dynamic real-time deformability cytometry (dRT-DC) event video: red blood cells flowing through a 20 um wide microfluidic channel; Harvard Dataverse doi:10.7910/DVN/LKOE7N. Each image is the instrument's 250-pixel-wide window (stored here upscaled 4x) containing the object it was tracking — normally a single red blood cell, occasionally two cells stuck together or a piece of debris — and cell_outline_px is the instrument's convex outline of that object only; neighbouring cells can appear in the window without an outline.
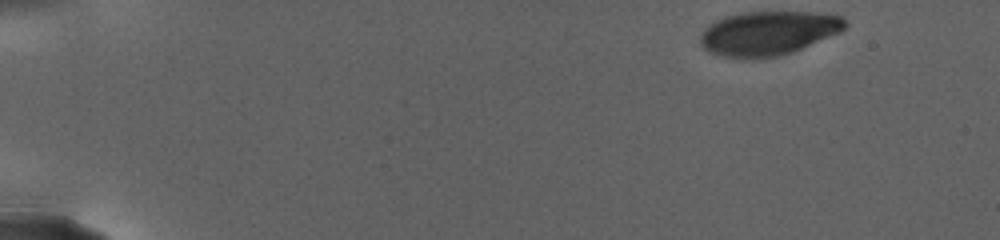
{"species": "human", "species_latin": "Homo sapiens", "temperature_condition": "warm", "stored_images_in_passage": 74, "camera_frame_rate_fps": 3000, "um_per_image_px": 0.085, "donor": {"sex": "female"}, "frame": {"image": 1, "passage_image": 1, "time_ms": 0.0, "image_size_px": [1000, 240], "cell_outline_px": [[848, 24], [840, 32], [792, 52], [780, 56], [744, 60], [720, 56], [708, 52], [700, 44], [700, 32], [708, 24], [724, 16], [740, 12], [812, 12], [840, 16]], "centroid_in_image_um": [65.22, 2.83], "position_along_channel_um": 19.8, "area_um2": 37.69}}
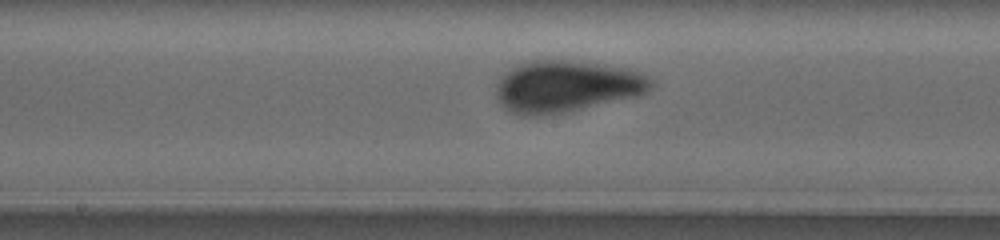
{"frame": {"image": 2, "passage_image": 41, "time_ms": 12.667, "image_size_px": [1000, 240], "cell_outline_px": [[656, 80], [644, 92], [636, 96], [572, 112], [540, 116], [524, 116], [508, 112], [500, 104], [496, 96], [496, 84], [516, 64], [528, 60], [568, 60], [604, 64], [624, 68], [640, 72]], "centroid_in_image_um": [48.12, 7.36], "position_along_channel_um": 200.1, "area_um2": 47.11}}
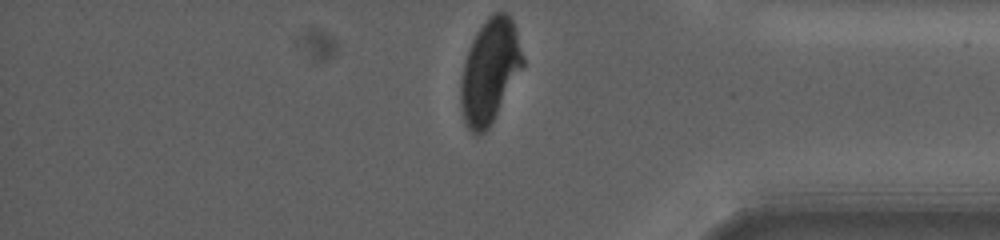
{"frame": {"image": 3, "passage_image": 74, "time_ms": 21.0, "image_size_px": [1000, 240], "cell_outline_px": [[524, 64], [488, 128], [484, 132], [476, 136], [468, 128], [464, 120], [460, 108], [460, 80], [468, 48], [476, 32], [488, 16], [492, 12], [508, 12], [512, 20], [524, 56]], "centroid_in_image_um": [41.61, 6.02], "position_along_channel_um": 393.6, "area_um2": 37.34}, "authors_computed_cell_mechanics": {"area_um2": 43.4945, "velocity_mm_per_s": 2.503, "shape_relaxation_time_tau1_ms": 4.0671, "shape_relaxation_time_tau2_ms": null, "deformation_change_tau1": 0.1539, "deformation_change_tau2": null}}